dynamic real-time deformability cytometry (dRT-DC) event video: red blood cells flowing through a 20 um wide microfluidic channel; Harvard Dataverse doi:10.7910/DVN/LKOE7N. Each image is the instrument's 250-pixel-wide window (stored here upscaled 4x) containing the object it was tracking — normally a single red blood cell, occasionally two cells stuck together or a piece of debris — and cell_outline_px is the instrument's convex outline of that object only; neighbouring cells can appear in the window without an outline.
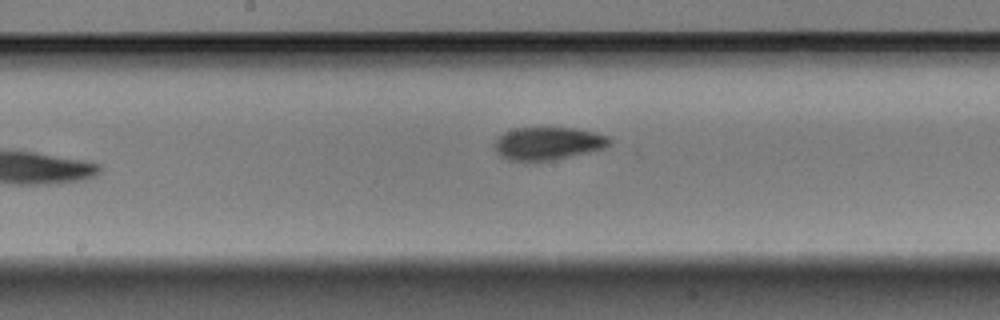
{"species": "Egyptian fruit bat (a non-hibernating species)", "species_latin": "Rousettus aegyptiacus", "temperature_condition": "warm", "stored_images_in_passage": 9, "camera_frame_rate_fps": 3000, "um_per_image_px": 0.085, "animal": {"sex": "male"}, "frame": {"image": 1, "passage_image": 8, "time_ms": 2.333, "image_size_px": [1000, 320], "cell_outline_px": [[608, 144], [604, 148], [552, 160], [508, 160], [500, 156], [496, 152], [496, 140], [504, 132], [516, 128], [576, 128], [608, 136]], "centroid_in_image_um": [46.54, 12.18], "position_along_channel_um": 201.7, "area_um2": 21.39}}
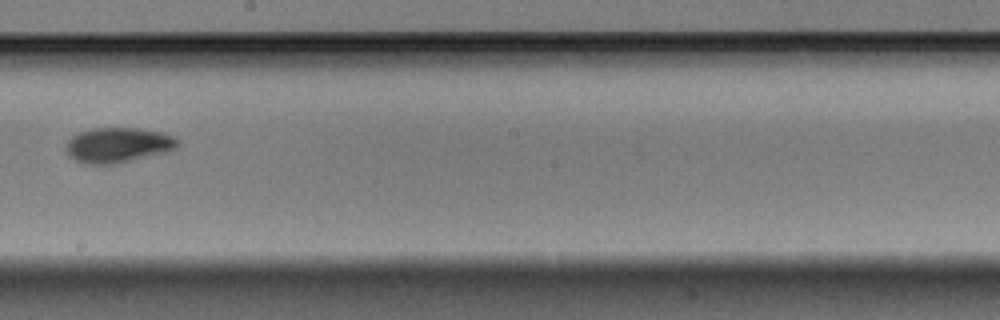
{"frame": {"image": 2, "passage_image": 9, "time_ms": 2.667, "image_size_px": [1000, 320], "cell_outline_px": [[180, 144], [176, 148], [168, 152], [116, 164], [84, 164], [68, 156], [64, 148], [68, 140], [72, 136], [80, 132], [92, 128], [140, 128], [160, 132], [176, 136], [180, 140]], "centroid_in_image_um": [10.05, 12.33], "position_along_channel_um": 238.1, "area_um2": 23.24}}